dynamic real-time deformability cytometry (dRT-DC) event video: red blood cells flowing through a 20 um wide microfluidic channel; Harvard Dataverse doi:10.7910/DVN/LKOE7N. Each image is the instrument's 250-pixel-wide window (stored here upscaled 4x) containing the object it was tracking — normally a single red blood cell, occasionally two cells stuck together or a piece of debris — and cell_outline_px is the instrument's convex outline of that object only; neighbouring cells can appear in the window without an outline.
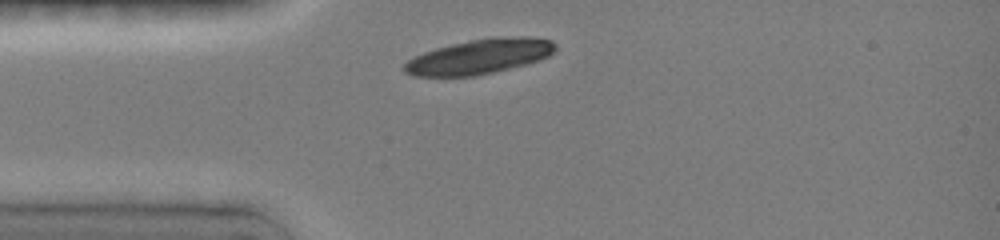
{"species": "common noctule bat (a hibernating species)", "species_latin": "Nyctalus noctula", "temperature_condition": "room temperature", "stored_images_in_passage": 6, "camera_frame_rate_fps": 3000, "um_per_image_px": 0.085, "animal": {"sex": "female", "body_mass_g": 19.0, "forearm_length_mm": 51.5}, "frame": {"image": 1, "passage_image": 2, "time_ms": 0.667, "image_size_px": [1000, 240], "cell_outline_px": [[556, 48], [548, 56], [524, 64], [492, 72], [472, 76], [416, 76], [404, 72], [404, 64], [408, 60], [424, 52], [436, 48], [452, 44], [492, 36], [536, 36], [552, 40], [556, 44]], "centroid_in_image_um": [40.78, 4.78], "position_along_channel_um": 44.2, "area_um2": 30.46}}